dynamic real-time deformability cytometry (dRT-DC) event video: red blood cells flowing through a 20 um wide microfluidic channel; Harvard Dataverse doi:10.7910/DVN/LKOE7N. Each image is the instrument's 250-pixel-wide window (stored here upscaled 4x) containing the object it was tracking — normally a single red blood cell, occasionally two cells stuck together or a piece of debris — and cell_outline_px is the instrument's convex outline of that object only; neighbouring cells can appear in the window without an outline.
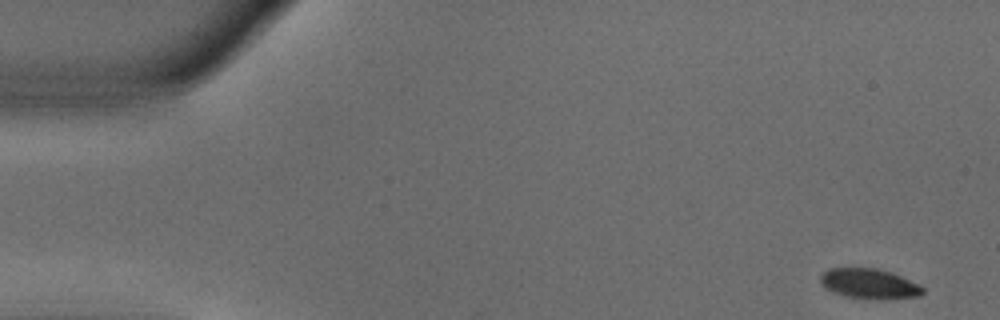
{"species": "common noctule bat (a hibernating species)", "species_latin": "Nyctalus noctula", "temperature_condition": "warm", "stored_images_in_passage": 51, "camera_frame_rate_fps": 3000, "um_per_image_px": 0.085, "animal": {"sex": "male", "body_mass_g": 18.8}, "frame": {"image": 1, "passage_image": 1, "time_ms": 0.0, "image_size_px": [1000, 320], "cell_outline_px": [[924, 292], [920, 296], [848, 296], [836, 292], [828, 288], [820, 280], [820, 276], [828, 268], [876, 268], [892, 272], [920, 284], [924, 288]], "centroid_in_image_um": [73.91, 24.04], "position_along_channel_um": 11.1, "area_um2": 16.76}}
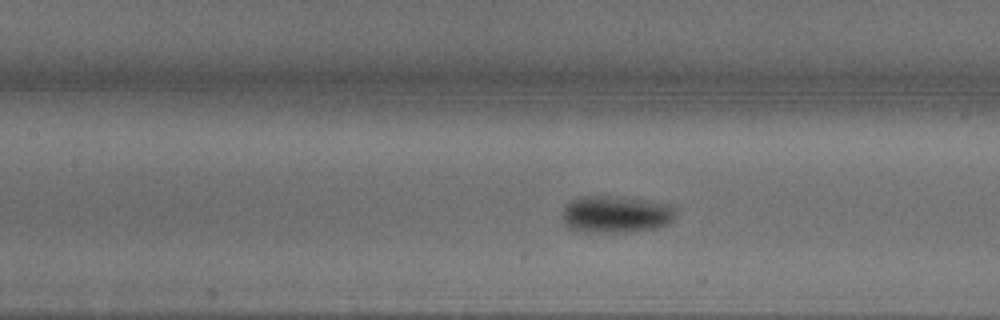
{"frame": {"image": 2, "passage_image": 22, "time_ms": 7.0, "image_size_px": [1000, 320], "cell_outline_px": [[676, 208], [672, 220], [656, 228], [624, 232], [576, 232], [568, 228], [564, 224], [564, 204], [580, 196], [608, 196], [644, 200], [672, 204]], "centroid_in_image_um": [52.31, 18.22], "position_along_channel_um": 155.1, "area_um2": 24.45}}
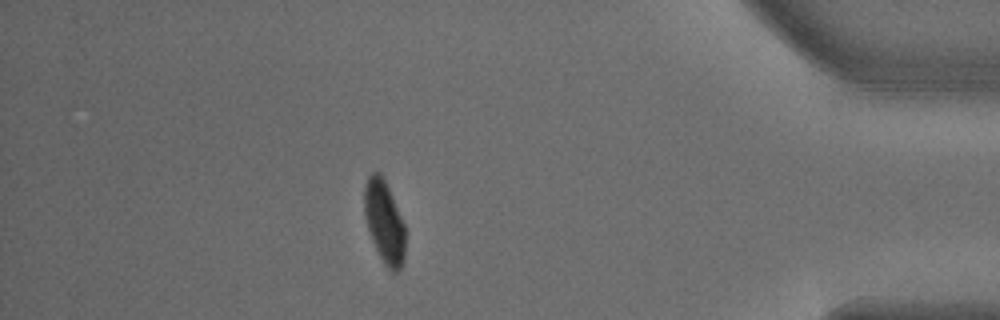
{"frame": {"image": 3, "passage_image": 45, "time_ms": 14.667, "image_size_px": [1000, 320], "cell_outline_px": [[404, 260], [400, 268], [396, 272], [392, 272], [384, 264], [372, 240], [368, 228], [364, 212], [364, 184], [368, 176], [372, 172], [380, 172], [388, 188], [404, 224]], "centroid_in_image_um": [32.65, 18.85], "position_along_channel_um": 402.6, "area_um2": 19.36}, "authors_computed_cell_mechanics": {"area_um2": 21.1548, "velocity_mm_per_s": 3.7862, "shape_relaxation_time_tau1_ms": 3.3002, "shape_relaxation_time_tau2_ms": null, "deformation_change_tau1": 0.1681, "deformation_change_tau2": null}}